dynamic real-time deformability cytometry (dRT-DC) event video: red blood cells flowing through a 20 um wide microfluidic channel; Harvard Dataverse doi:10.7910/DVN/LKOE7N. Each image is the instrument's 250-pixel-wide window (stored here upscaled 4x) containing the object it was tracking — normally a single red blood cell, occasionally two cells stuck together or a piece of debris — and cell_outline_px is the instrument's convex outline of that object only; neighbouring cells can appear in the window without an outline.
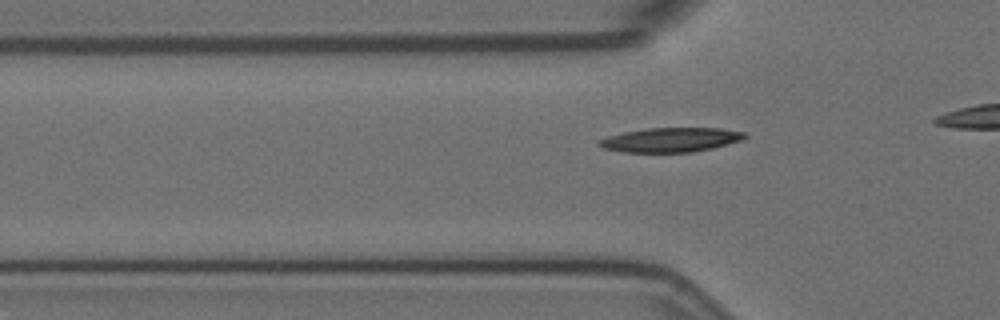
{"species": "Egyptian fruit bat (a non-hibernating species)", "species_latin": "Rousettus aegyptiacus", "temperature_condition": "room temperature", "stored_images_in_passage": 13, "camera_frame_rate_fps": 3000, "um_per_image_px": 0.085, "animal": {"sex": "female"}, "frame": {"image": 1, "passage_image": 3, "time_ms": 0.667, "image_size_px": [1000, 320], "cell_outline_px": [[748, 136], [740, 140], [728, 144], [712, 148], [692, 152], [624, 152], [604, 148], [596, 144], [596, 140], [608, 136], [624, 132], [648, 128], [720, 128], [744, 132]], "centroid_in_image_um": [56.98, 11.88], "position_along_channel_um": 68.8, "area_um2": 20.63}}
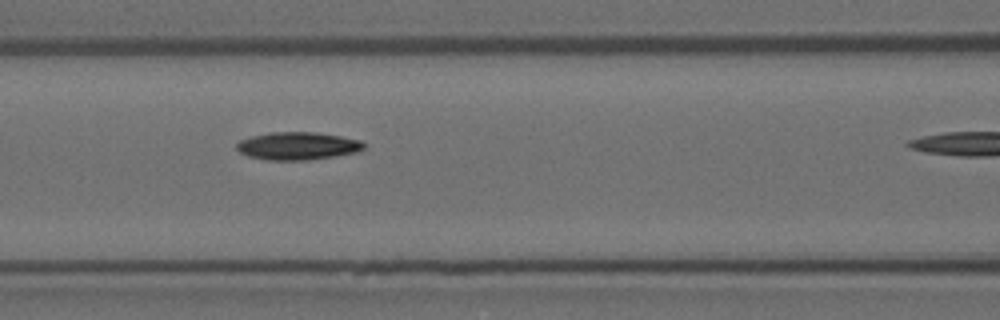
{"frame": {"image": 2, "passage_image": 9, "time_ms": 2.667, "image_size_px": [1000, 320], "cell_outline_px": [[364, 148], [356, 152], [308, 160], [268, 160], [248, 156], [240, 152], [236, 148], [236, 144], [240, 140], [252, 136], [272, 132], [312, 132], [340, 136], [360, 140], [364, 144]], "centroid_in_image_um": [25.27, 12.4], "position_along_channel_um": 141.3, "area_um2": 20.35}}
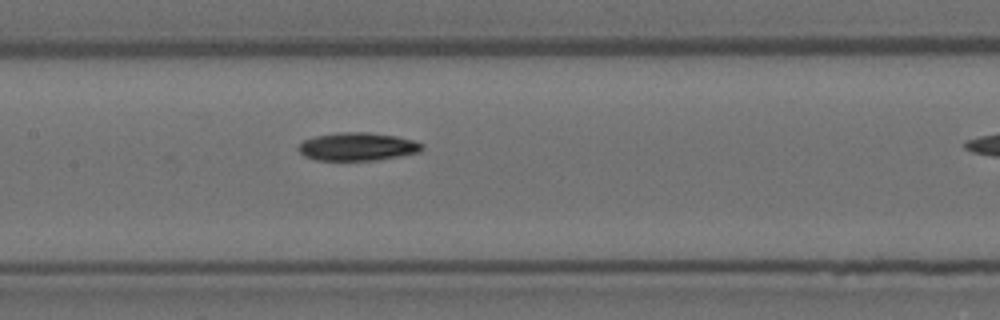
{"frame": {"image": 3, "passage_image": 12, "time_ms": 3.667, "image_size_px": [1000, 320], "cell_outline_px": [[424, 148], [420, 152], [400, 156], [376, 160], [316, 160], [304, 156], [296, 148], [304, 140], [316, 136], [340, 132], [368, 132], [396, 136], [412, 140], [424, 144]], "centroid_in_image_um": [30.4, 12.46], "position_along_channel_um": 177.0, "area_um2": 20.23}}